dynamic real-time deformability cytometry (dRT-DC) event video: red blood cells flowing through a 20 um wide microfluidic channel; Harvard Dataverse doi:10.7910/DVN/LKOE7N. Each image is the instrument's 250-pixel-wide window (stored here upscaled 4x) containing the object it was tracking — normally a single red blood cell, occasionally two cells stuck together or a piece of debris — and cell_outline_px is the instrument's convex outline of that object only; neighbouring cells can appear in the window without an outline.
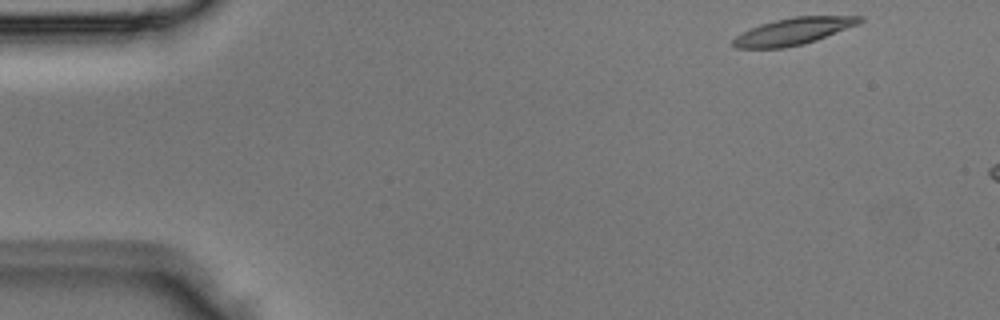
{"species": "Egyptian fruit bat (a non-hibernating species)", "species_latin": "Rousettus aegyptiacus", "temperature_condition": "room temperature", "stored_images_in_passage": 3, "camera_frame_rate_fps": 3000, "um_per_image_px": 0.085, "animal": {"sex": "male"}, "frame": {"image": 1, "passage_image": 3, "time_ms": 0.667, "image_size_px": [1000, 320], "cell_outline_px": [[864, 20], [860, 24], [816, 40], [804, 44], [784, 48], [736, 48], [732, 44], [732, 40], [736, 36], [760, 24], [792, 16], [864, 16]], "centroid_in_image_um": [67.48, 2.66], "position_along_channel_um": 17.5, "area_um2": 19.83}}